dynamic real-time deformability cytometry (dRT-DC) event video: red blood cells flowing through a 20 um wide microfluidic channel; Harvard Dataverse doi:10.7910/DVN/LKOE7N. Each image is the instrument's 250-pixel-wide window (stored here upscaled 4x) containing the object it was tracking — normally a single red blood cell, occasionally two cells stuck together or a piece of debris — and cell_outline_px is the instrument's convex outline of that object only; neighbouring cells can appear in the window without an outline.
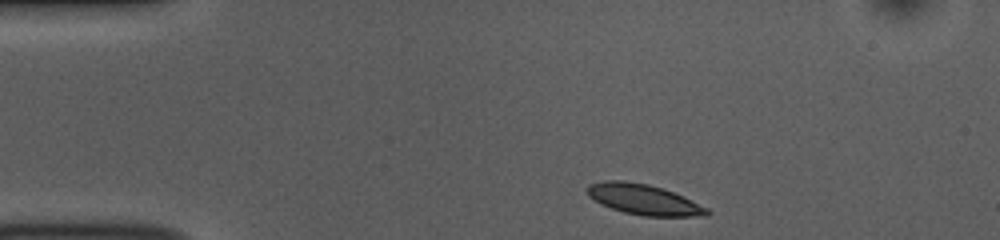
{"species": "common noctule bat (a hibernating species)", "species_latin": "Nyctalus noctula", "temperature_condition": "room temperature", "stored_images_in_passage": 44, "camera_frame_rate_fps": 3000, "um_per_image_px": 0.085, "animal": {"sex": "female", "body_mass_g": 10.0, "forearm_length_mm": 53.1}, "frame": {"image": 1, "passage_image": 1, "time_ms": 0.0, "image_size_px": [1000, 240], "cell_outline_px": [[712, 212], [708, 216], [644, 216], [624, 212], [600, 204], [588, 196], [584, 188], [588, 184], [604, 180], [624, 180], [648, 184], [684, 196], [708, 208]], "centroid_in_image_um": [54.69, 16.95], "position_along_channel_um": 30.3, "area_um2": 21.44}}
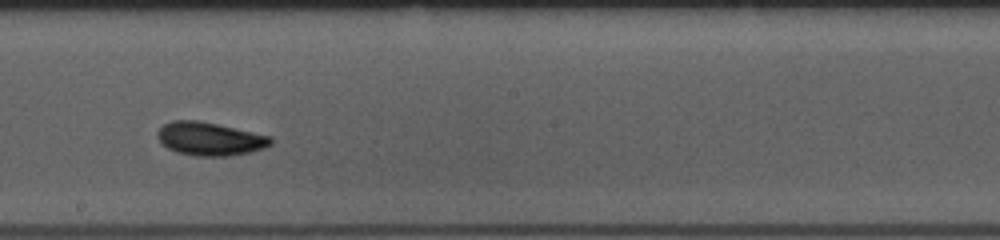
{"frame": {"image": 2, "passage_image": 21, "time_ms": 6.667, "image_size_px": [1000, 240], "cell_outline_px": [[272, 144], [264, 148], [248, 152], [228, 156], [196, 156], [176, 152], [160, 144], [156, 136], [156, 132], [164, 124], [172, 120], [196, 120], [216, 124], [272, 136]], "centroid_in_image_um": [17.8, 11.8], "position_along_channel_um": 230.4, "area_um2": 22.02}}
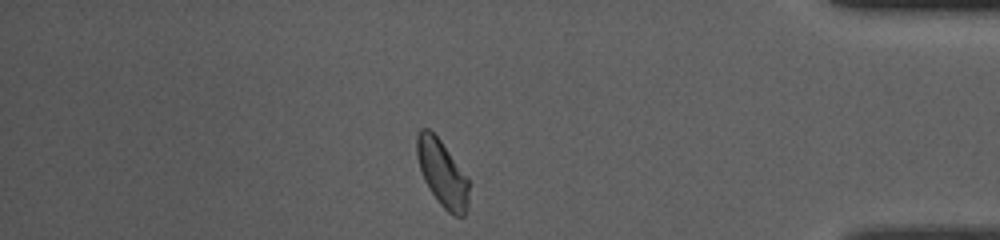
{"frame": {"image": 3, "passage_image": 37, "time_ms": 12.0, "image_size_px": [1000, 240], "cell_outline_px": [[468, 208], [464, 216], [456, 216], [448, 212], [436, 200], [428, 188], [424, 180], [416, 156], [416, 136], [420, 128], [428, 128], [440, 140], [468, 176]], "centroid_in_image_um": [37.58, 14.73], "position_along_channel_um": 397.6, "area_um2": 20.29}, "authors_computed_cell_mechanics": {"area_um2": 20.6924, "velocity_mm_per_s": 3.7642, "shape_relaxation_time_tau1_ms": 3.5378, "shape_relaxation_time_tau2_ms": 4.0779, "deformation_change_tau1": 0.1103, "deformation_change_tau2": 0.0838}}